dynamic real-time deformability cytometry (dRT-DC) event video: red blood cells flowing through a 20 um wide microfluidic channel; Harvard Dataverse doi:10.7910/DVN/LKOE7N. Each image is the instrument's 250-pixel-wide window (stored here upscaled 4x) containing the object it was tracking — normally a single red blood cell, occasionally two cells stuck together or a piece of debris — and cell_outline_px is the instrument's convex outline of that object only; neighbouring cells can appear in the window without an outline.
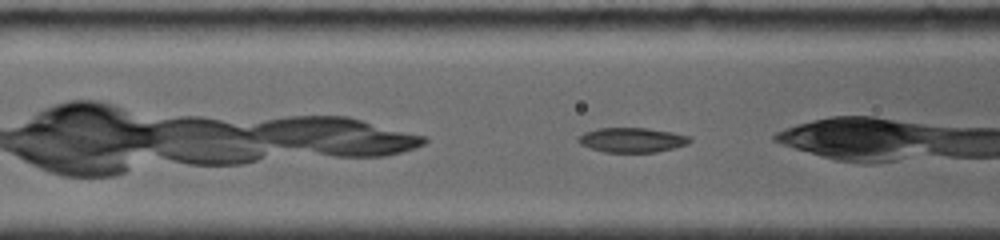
{"species": "common noctule bat (a hibernating species)", "species_latin": "Nyctalus noctula", "temperature_condition": "room temperature", "stored_images_in_passage": 10, "camera_frame_rate_fps": 4000, "um_per_image_px": 0.085, "animal": {"sex": "female", "body_mass_g": 19.0, "forearm_length_mm": 56.7}, "frame": {"image": 1, "passage_image": 4, "time_ms": 1.0, "image_size_px": [1000, 240], "cell_outline_px": [[692, 140], [688, 144], [656, 152], [604, 152], [580, 144], [576, 140], [576, 136], [584, 132], [600, 128], [648, 128], [672, 132], [692, 136]], "centroid_in_image_um": [53.72, 11.89], "position_along_channel_um": 112.9, "area_um2": 16.13}}